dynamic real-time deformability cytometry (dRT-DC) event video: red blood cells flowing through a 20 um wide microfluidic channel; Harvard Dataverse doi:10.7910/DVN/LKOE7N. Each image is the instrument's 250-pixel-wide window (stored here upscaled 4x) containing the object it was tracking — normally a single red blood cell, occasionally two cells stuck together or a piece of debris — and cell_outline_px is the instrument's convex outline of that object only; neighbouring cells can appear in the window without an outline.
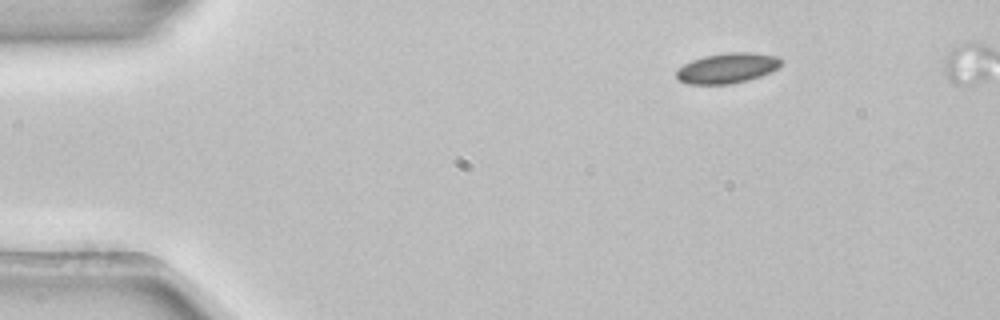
{"species": "common noctule bat (a hibernating species)", "species_latin": "Nyctalus noctula", "temperature_condition": "room temperature", "stored_images_in_passage": 4, "segment_of_instrument_passage": [1, 2], "camera_frame_rate_fps": 3000, "um_per_image_px": 0.085, "animal": {"sex": "female", "body_mass_g": 22.7, "forearm_length_mm": 54.2}, "frame": {"image": 1, "passage_image": 1, "time_ms": 0.0, "image_size_px": [1000, 320], "cell_outline_px": [[780, 68], [760, 76], [748, 80], [732, 84], [688, 84], [680, 80], [676, 76], [676, 72], [684, 64], [692, 60], [704, 56], [728, 52], [752, 52], [776, 56], [780, 60]], "centroid_in_image_um": [61.83, 5.79], "position_along_channel_um": 23.2, "area_um2": 18.38}}
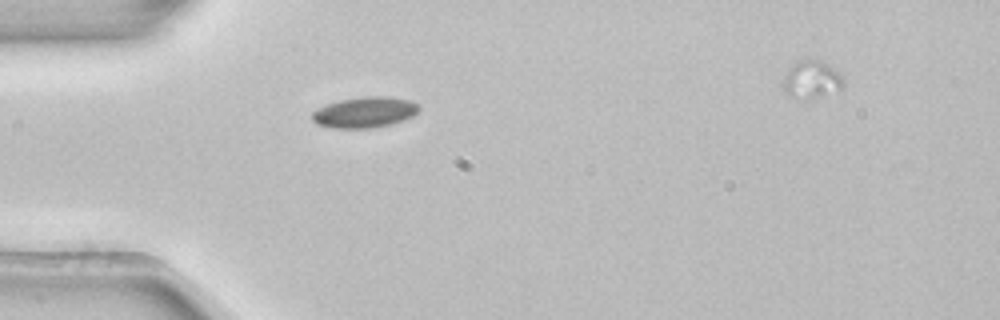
{"frame": {"image": 2, "passage_image": 3, "time_ms": 0.667, "image_size_px": [1000, 320], "cell_outline_px": [[420, 108], [412, 116], [404, 120], [388, 124], [368, 128], [332, 128], [316, 124], [312, 120], [312, 112], [328, 104], [340, 100], [364, 96], [388, 96], [408, 100], [416, 104]], "centroid_in_image_um": [30.97, 9.54], "position_along_channel_um": 54.0, "area_um2": 18.9}}